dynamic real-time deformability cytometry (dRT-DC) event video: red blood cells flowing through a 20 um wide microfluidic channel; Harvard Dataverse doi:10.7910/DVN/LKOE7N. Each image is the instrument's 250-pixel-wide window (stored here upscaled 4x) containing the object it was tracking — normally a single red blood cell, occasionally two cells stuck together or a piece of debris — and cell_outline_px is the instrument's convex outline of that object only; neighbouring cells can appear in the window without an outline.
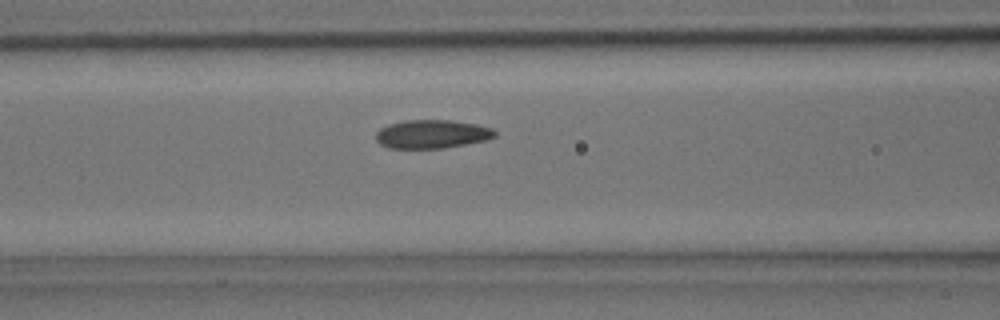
{"species": "common noctule bat (a hibernating species)", "species_latin": "Nyctalus noctula", "temperature_condition": "room temperature", "stored_images_in_passage": 30, "camera_frame_rate_fps": 3000, "um_per_image_px": 0.085, "animal": {"sex": "male", "body_mass_g": 15.6}, "frame": {"image": 1, "passage_image": 9, "time_ms": 2.667, "image_size_px": [1000, 320], "cell_outline_px": [[496, 136], [484, 140], [464, 144], [440, 148], [388, 148], [380, 144], [376, 140], [376, 132], [380, 128], [388, 124], [404, 120], [448, 120], [476, 124], [492, 128], [496, 132]], "centroid_in_image_um": [36.67, 11.39], "position_along_channel_um": 129.9, "area_um2": 19.65}}